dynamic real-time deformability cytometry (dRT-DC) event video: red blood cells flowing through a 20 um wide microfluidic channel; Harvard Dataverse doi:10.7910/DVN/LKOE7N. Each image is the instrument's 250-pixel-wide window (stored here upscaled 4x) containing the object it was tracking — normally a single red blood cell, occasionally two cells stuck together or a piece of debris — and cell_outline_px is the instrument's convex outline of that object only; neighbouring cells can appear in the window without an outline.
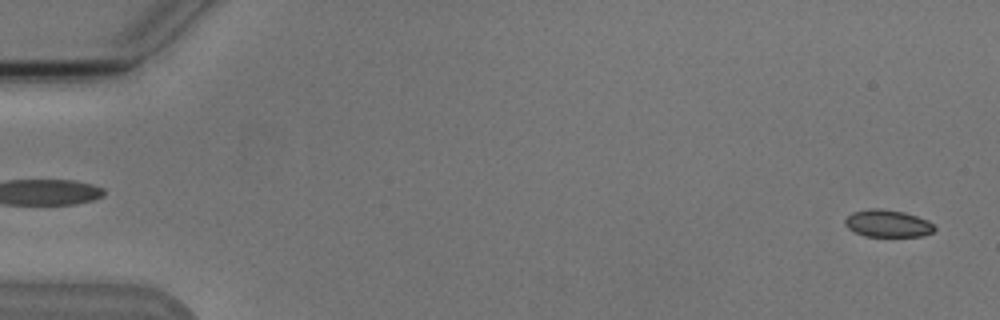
{"species": "Egyptian fruit bat (a non-hibernating species)", "species_latin": "Rousettus aegyptiacus", "temperature_condition": "cold", "stored_images_in_passage": 4, "camera_frame_rate_fps": 3000, "um_per_image_px": 0.085, "animal": {"sex": "male"}, "frame": {"image": 1, "passage_image": 4, "time_ms": 4.333, "image_size_px": [1000, 320], "cell_outline_px": [[936, 228], [932, 232], [924, 236], [864, 236], [848, 228], [844, 224], [844, 220], [852, 212], [876, 208], [904, 212], [928, 220]], "centroid_in_image_um": [75.45, 19.0], "position_along_channel_um": 9.5, "area_um2": 14.05}}